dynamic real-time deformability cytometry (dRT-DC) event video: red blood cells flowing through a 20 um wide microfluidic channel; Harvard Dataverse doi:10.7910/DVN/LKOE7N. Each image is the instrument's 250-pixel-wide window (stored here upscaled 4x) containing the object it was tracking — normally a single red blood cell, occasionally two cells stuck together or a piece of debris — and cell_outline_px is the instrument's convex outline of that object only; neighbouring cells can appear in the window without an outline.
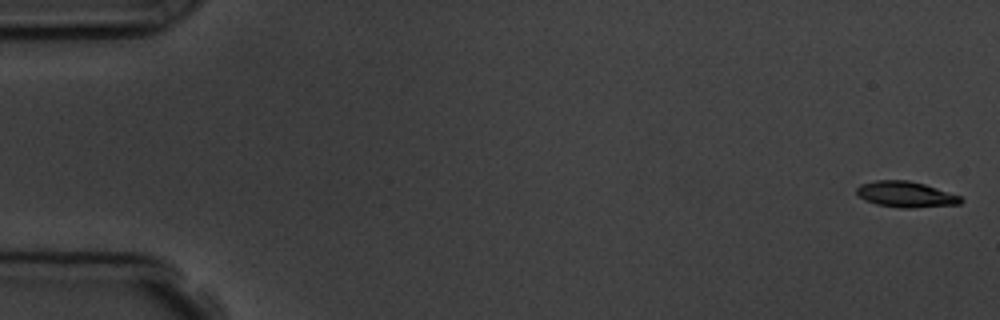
{"species": "common noctule bat (a hibernating species)", "species_latin": "Nyctalus noctula", "temperature_condition": "room temperature", "stored_images_in_passage": 6, "segment_of_instrument_passage": [1, 2], "camera_frame_rate_fps": 3000, "um_per_image_px": 0.085, "animal": {"sex": "male", "body_mass_g": 19.5, "forearm_length_mm": 54.6}, "frame": {"image": 1, "passage_image": 1, "time_ms": 0.0, "image_size_px": [1000, 320], "cell_outline_px": [[964, 200], [960, 204], [912, 208], [900, 208], [876, 204], [864, 200], [856, 192], [856, 188], [860, 184], [876, 180], [908, 180], [924, 184], [960, 196]], "centroid_in_image_um": [76.97, 16.52], "position_along_channel_um": 8.0, "area_um2": 15.66}}